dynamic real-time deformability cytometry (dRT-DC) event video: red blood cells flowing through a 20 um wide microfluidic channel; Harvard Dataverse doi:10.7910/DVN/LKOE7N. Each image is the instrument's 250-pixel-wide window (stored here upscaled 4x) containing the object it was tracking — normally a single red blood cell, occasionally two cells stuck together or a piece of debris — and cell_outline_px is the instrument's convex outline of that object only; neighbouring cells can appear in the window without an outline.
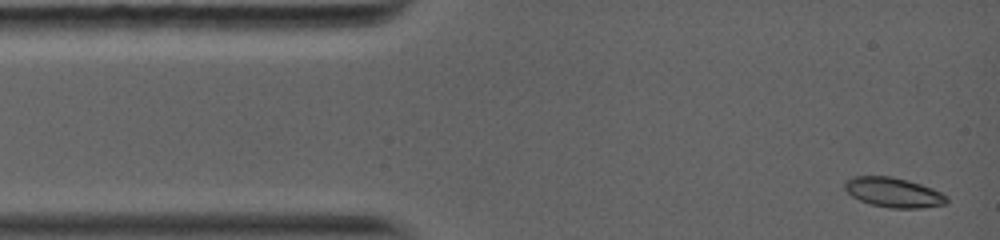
{"species": "common noctule bat (a hibernating species)", "species_latin": "Nyctalus noctula", "temperature_condition": "warm", "stored_images_in_passage": 19, "camera_frame_rate_fps": 5000, "um_per_image_px": 0.085, "animal": {"sex": "female", "body_mass_g": 19.0, "forearm_length_mm": 56.7}, "frame": {"image": 1, "passage_image": 1, "time_ms": 0.0, "image_size_px": [1000, 240], "cell_outline_px": [[948, 200], [944, 204], [920, 208], [888, 208], [872, 204], [860, 200], [852, 196], [844, 188], [844, 184], [852, 176], [888, 176], [920, 184], [932, 188], [940, 192]], "centroid_in_image_um": [75.91, 16.36], "position_along_channel_um": 9.1, "area_um2": 17.28}}
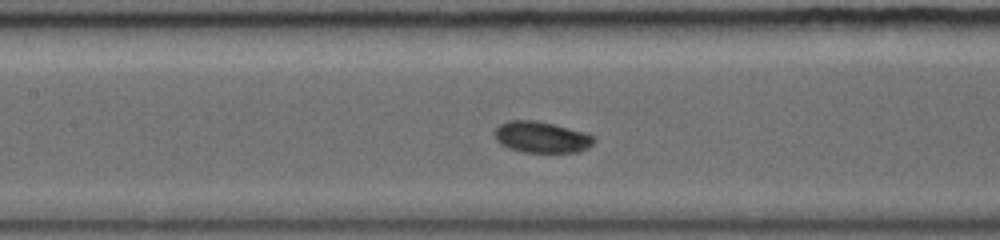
{"frame": {"image": 2, "passage_image": 9, "time_ms": 5.4, "image_size_px": [1000, 240], "cell_outline_px": [[596, 140], [588, 148], [576, 152], [524, 152], [508, 148], [500, 144], [496, 140], [496, 128], [500, 124], [508, 120], [536, 120], [584, 132], [596, 136]], "centroid_in_image_um": [46.04, 11.66], "position_along_channel_um": 161.4, "area_um2": 18.03}}
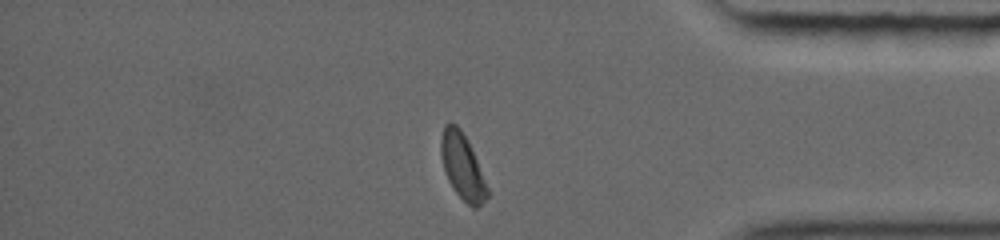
{"frame": {"image": 3, "passage_image": 19, "time_ms": 11.6, "image_size_px": [1000, 240], "cell_outline_px": [[488, 196], [476, 208], [472, 208], [456, 192], [448, 180], [440, 156], [440, 140], [444, 124], [448, 120], [456, 124], [460, 128], [468, 140], [488, 188]], "centroid_in_image_um": [39.27, 14.09], "position_along_channel_um": 395.9, "area_um2": 17.63}, "authors_computed_cell_mechanics": {"area_um2": 17.7446, "velocity_mm_per_s": 4.0943, "shape_relaxation_time_tau1_ms": 1.8764, "shape_relaxation_time_tau2_ms": null, "deformation_change_tau1": 0.0952, "deformation_change_tau2": null}}